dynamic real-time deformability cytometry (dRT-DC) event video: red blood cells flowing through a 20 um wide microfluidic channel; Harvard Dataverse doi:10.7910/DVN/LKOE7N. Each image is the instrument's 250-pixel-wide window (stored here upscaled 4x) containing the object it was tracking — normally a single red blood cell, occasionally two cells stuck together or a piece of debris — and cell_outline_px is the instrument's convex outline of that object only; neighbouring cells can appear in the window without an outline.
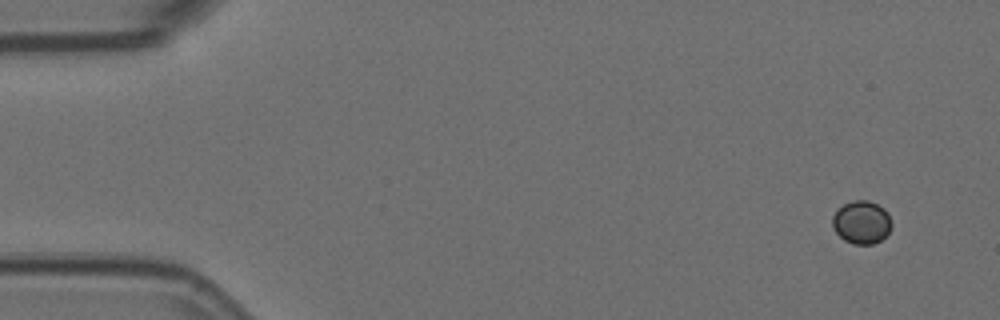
{"species": "Egyptian fruit bat (a non-hibernating species)", "species_latin": "Rousettus aegyptiacus", "temperature_condition": "room temperature", "stored_images_in_passage": 8, "camera_frame_rate_fps": 3000, "um_per_image_px": 0.085, "animal": {"sex": "female"}, "frame": {"image": 1, "passage_image": 1, "time_ms": 0.0, "image_size_px": [1000, 320], "cell_outline_px": [[892, 224], [888, 232], [880, 240], [872, 244], [852, 244], [844, 240], [836, 232], [832, 224], [832, 216], [844, 204], [852, 200], [868, 200], [884, 208], [888, 212]], "centroid_in_image_um": [73.24, 18.89], "position_along_channel_um": 11.8, "area_um2": 14.74}}
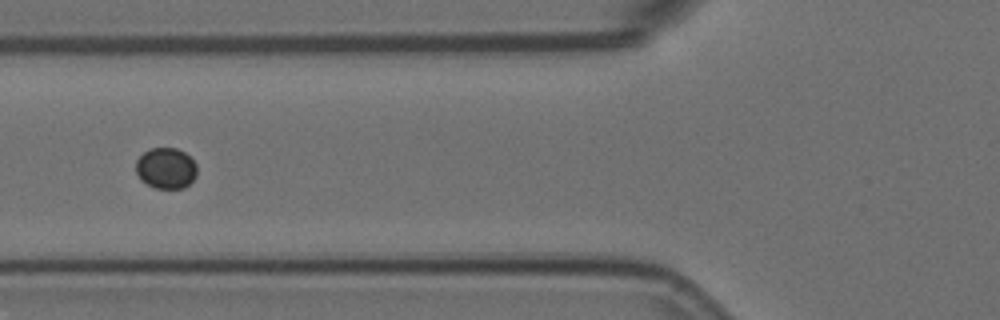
{"frame": {"image": 2, "passage_image": 6, "time_ms": 1.667, "image_size_px": [1000, 320], "cell_outline_px": [[196, 176], [184, 188], [156, 188], [140, 180], [136, 172], [136, 160], [148, 148], [176, 148], [184, 152], [196, 164]], "centroid_in_image_um": [14.08, 14.29], "position_along_channel_um": 111.7, "area_um2": 14.51}}
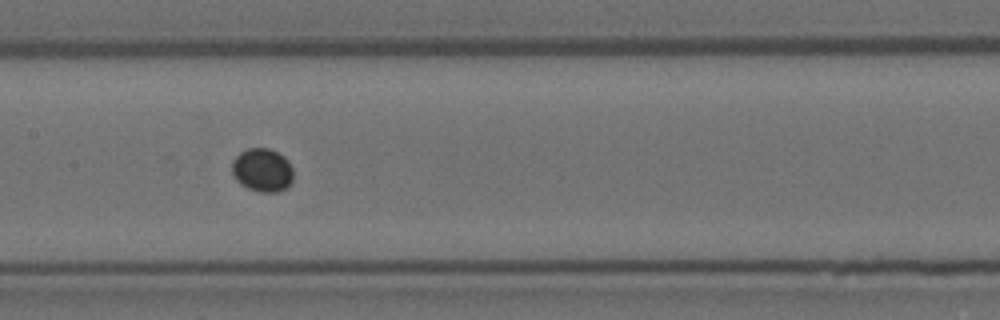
{"frame": {"image": 3, "passage_image": 8, "time_ms": 2.333, "image_size_px": [1000, 320], "cell_outline_px": [[292, 180], [288, 188], [276, 192], [260, 192], [248, 188], [240, 184], [236, 180], [232, 172], [232, 160], [240, 152], [248, 148], [268, 148], [284, 156], [288, 160], [292, 168]], "centroid_in_image_um": [22.3, 14.46], "position_along_channel_um": 185.1, "area_um2": 15.61}}